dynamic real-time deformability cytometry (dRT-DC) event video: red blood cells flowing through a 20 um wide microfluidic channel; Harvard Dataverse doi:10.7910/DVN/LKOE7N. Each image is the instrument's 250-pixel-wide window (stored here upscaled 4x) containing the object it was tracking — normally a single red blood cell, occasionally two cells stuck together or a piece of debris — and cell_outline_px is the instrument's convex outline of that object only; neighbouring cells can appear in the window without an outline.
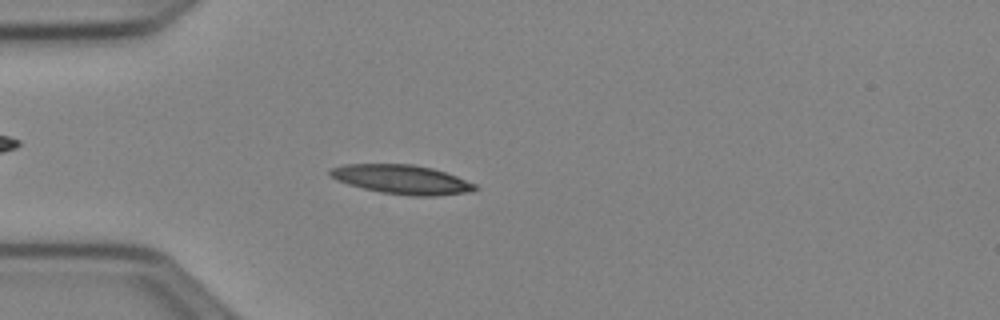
{"species": "Egyptian fruit bat (a non-hibernating species)", "species_latin": "Rousettus aegyptiacus", "temperature_condition": "cold", "stored_images_in_passage": 52, "camera_frame_rate_fps": 3000, "um_per_image_px": 0.085, "animal": {"sex": "female"}, "frame": {"image": 1, "passage_image": 15, "time_ms": 4.667, "image_size_px": [1000, 320], "cell_outline_px": [[480, 188], [468, 192], [436, 196], [412, 196], [380, 192], [348, 184], [336, 180], [328, 172], [332, 168], [344, 164], [412, 164], [432, 168], [456, 176], [476, 184]], "centroid_in_image_um": [34.17, 15.25], "position_along_channel_um": 50.8, "area_um2": 24.51}}
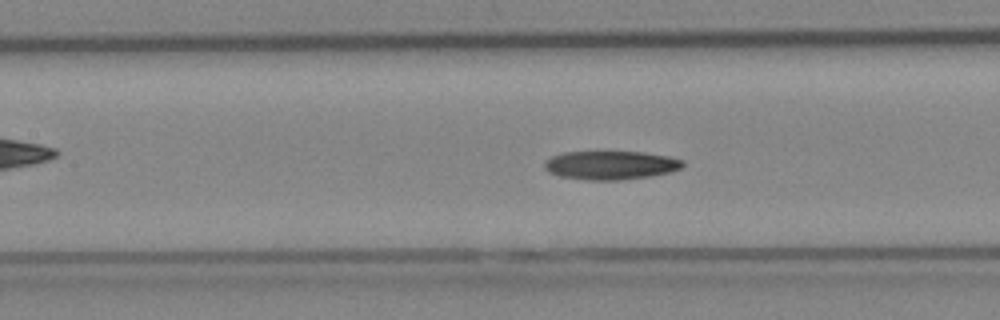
{"frame": {"image": 2, "passage_image": 24, "time_ms": 7.667, "image_size_px": [1000, 320], "cell_outline_px": [[684, 164], [680, 168], [672, 172], [648, 176], [620, 180], [588, 180], [560, 176], [548, 172], [544, 168], [544, 160], [552, 156], [564, 152], [644, 152], [668, 156], [684, 160]], "centroid_in_image_um": [51.9, 14.04], "position_along_channel_um": 155.5, "area_um2": 23.12}}
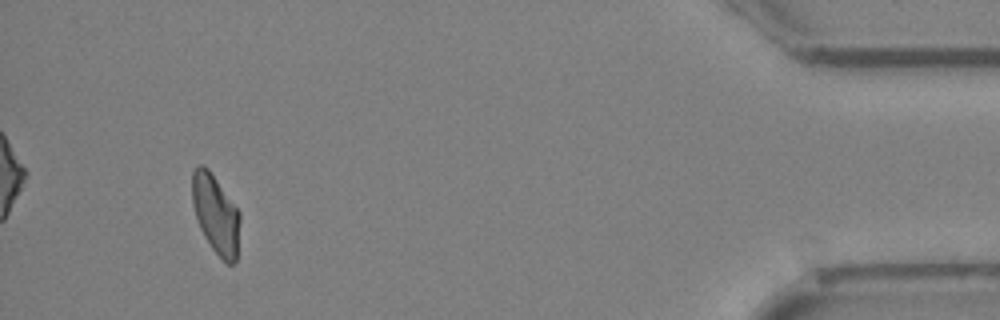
{"frame": {"image": 3, "passage_image": 49, "time_ms": 16.0, "image_size_px": [1000, 320], "cell_outline_px": [[240, 220], [236, 260], [232, 264], [228, 264], [212, 248], [204, 236], [200, 228], [192, 204], [192, 172], [200, 164], [204, 164], [208, 168], [240, 212]], "centroid_in_image_um": [18.33, 18.18], "position_along_channel_um": 416.9, "area_um2": 21.73}}